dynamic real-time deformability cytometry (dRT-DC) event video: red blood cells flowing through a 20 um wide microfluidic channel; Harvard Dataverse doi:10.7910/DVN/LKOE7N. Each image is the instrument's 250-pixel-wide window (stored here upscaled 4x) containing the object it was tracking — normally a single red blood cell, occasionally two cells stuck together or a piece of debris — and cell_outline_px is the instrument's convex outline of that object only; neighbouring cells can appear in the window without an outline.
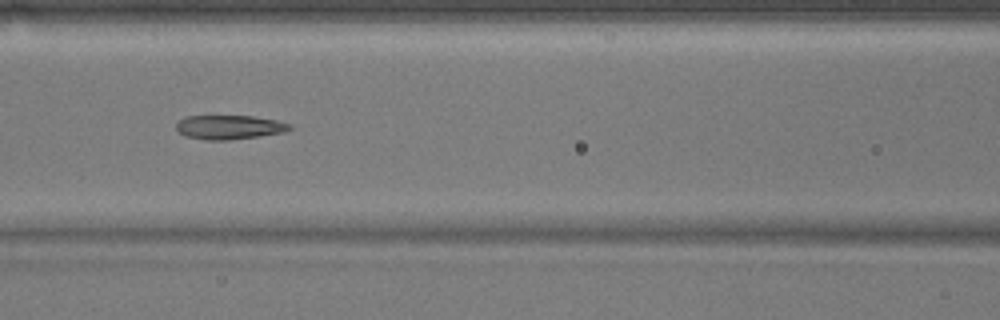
{"species": "common noctule bat (a hibernating species)", "species_latin": "Nyctalus noctula", "temperature_condition": "warm", "stored_images_in_passage": 20, "camera_frame_rate_fps": 3000, "um_per_image_px": 0.085, "animal": {"sex": "male", "body_mass_g": 17.9}, "frame": {"image": 1, "passage_image": 11, "time_ms": 3.333, "image_size_px": [1000, 320], "cell_outline_px": [[292, 128], [284, 132], [260, 136], [228, 140], [208, 140], [184, 136], [176, 128], [176, 124], [180, 120], [188, 116], [252, 116], [276, 120], [292, 124]], "centroid_in_image_um": [19.51, 10.81], "position_along_channel_um": 147.1, "area_um2": 15.9}}
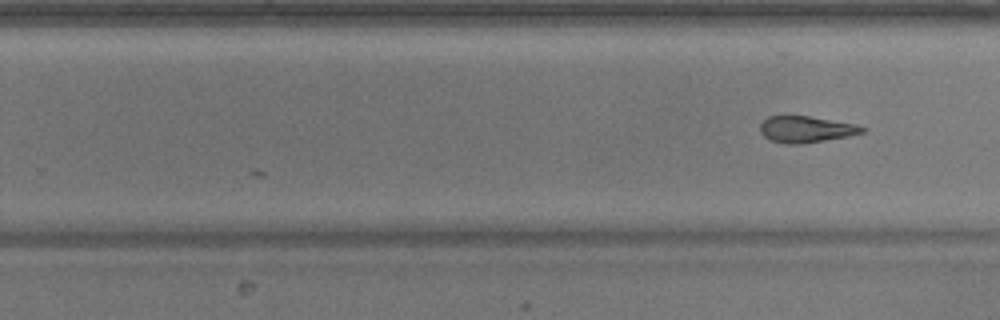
{"frame": {"image": 2, "passage_image": 20, "time_ms": 6.333, "image_size_px": [1000, 320], "cell_outline_px": [[868, 128], [864, 132], [848, 136], [804, 144], [784, 144], [772, 140], [764, 136], [760, 132], [760, 124], [768, 116], [784, 112], [856, 124]], "centroid_in_image_um": [68.46, 10.95], "position_along_channel_um": 261.3, "area_um2": 16.3}}